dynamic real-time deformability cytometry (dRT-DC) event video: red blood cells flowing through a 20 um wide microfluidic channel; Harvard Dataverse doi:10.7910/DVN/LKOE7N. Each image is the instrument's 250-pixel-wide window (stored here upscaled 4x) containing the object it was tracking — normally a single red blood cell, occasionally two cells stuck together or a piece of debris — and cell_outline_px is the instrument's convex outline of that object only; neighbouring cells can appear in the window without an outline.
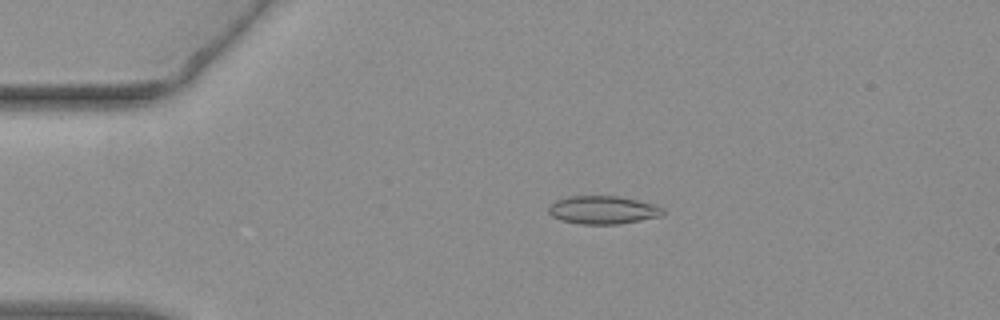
{"species": "common noctule bat (a hibernating species)", "species_latin": "Nyctalus noctula", "temperature_condition": "warm", "stored_images_in_passage": 55, "camera_frame_rate_fps": 3000, "um_per_image_px": 0.085, "animal": {"sex": "female", "body_mass_g": 19.3, "forearm_length_mm": 54.1}, "frame": {"image": 1, "passage_image": 12, "time_ms": 3.667, "image_size_px": [1000, 320], "cell_outline_px": [[664, 212], [660, 216], [640, 220], [616, 224], [580, 224], [560, 220], [552, 216], [548, 212], [548, 208], [556, 200], [568, 196], [620, 196], [656, 204], [664, 208]], "centroid_in_image_um": [51.25, 17.84], "position_along_channel_um": 33.7, "area_um2": 18.79}}
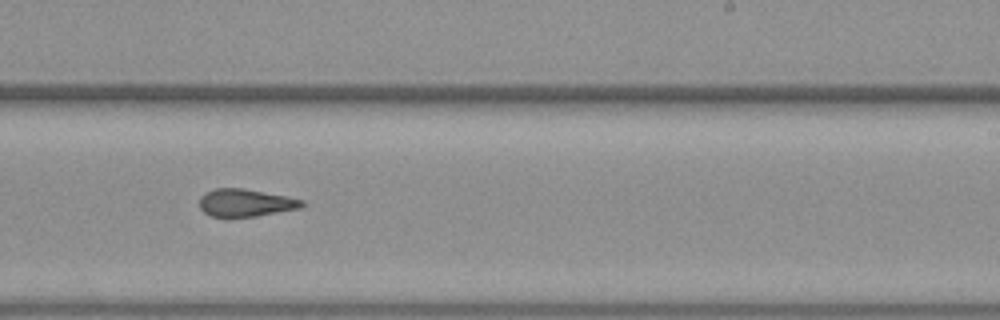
{"frame": {"image": 2, "passage_image": 34, "time_ms": 11.0, "image_size_px": [1000, 320], "cell_outline_px": [[304, 204], [300, 208], [256, 216], [212, 216], [204, 212], [200, 208], [200, 196], [204, 192], [216, 188], [244, 188], [304, 200]], "centroid_in_image_um": [20.85, 17.22], "position_along_channel_um": 268.2, "area_um2": 16.24}}
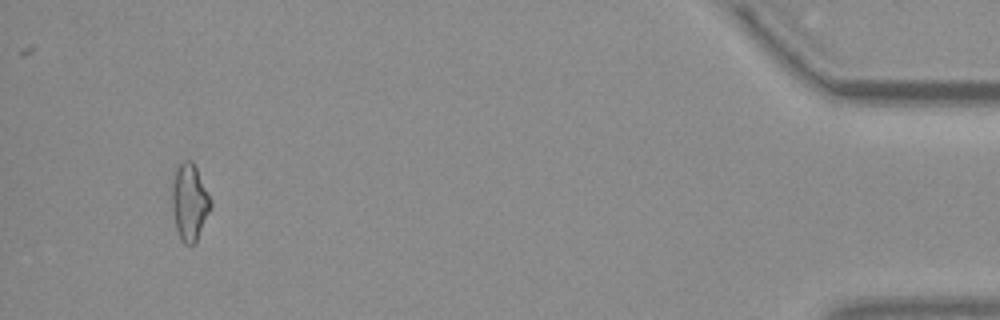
{"frame": {"image": 3, "passage_image": 52, "time_ms": 17.0, "image_size_px": [1000, 320], "cell_outline_px": [[212, 208], [196, 244], [184, 244], [180, 240], [176, 228], [172, 208], [172, 184], [176, 168], [184, 160], [192, 160], [212, 200]], "centroid_in_image_um": [16.13, 17.22], "position_along_channel_um": 419.1, "area_um2": 17.51}, "authors_computed_cell_mechanics": {"area_um2": 17.051, "velocity_mm_per_s": 3.8051, "shape_relaxation_time_tau1_ms": null, "shape_relaxation_time_tau2_ms": 3.4963, "deformation_change_tau1": null, "deformation_change_tau2": 0.1176}}